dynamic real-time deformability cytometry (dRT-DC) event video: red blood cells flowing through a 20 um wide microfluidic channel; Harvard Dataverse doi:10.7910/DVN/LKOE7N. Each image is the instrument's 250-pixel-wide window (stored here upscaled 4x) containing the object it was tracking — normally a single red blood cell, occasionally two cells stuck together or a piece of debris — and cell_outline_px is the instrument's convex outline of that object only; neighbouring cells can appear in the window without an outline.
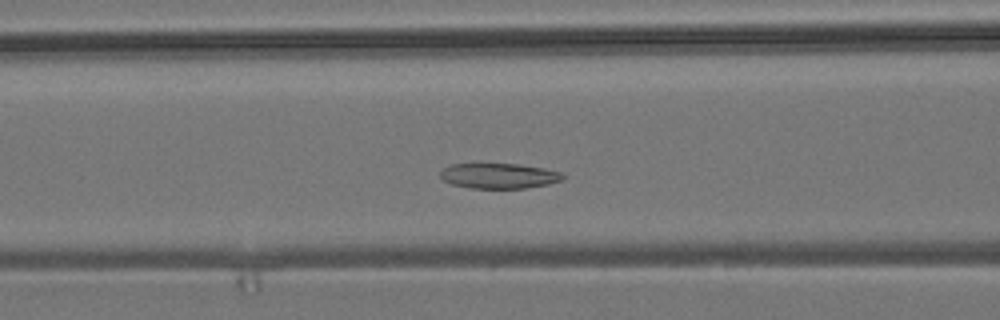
{"species": "common noctule bat (a hibernating species)", "species_latin": "Nyctalus noctula", "temperature_condition": "room temperature", "stored_images_in_passage": 50, "camera_frame_rate_fps": 3000, "um_per_image_px": 0.085, "animal": {"sex": "male", "body_mass_g": 19.2, "forearm_length_mm": 51.8}, "frame": {"image": 1, "passage_image": 17, "time_ms": 5.333, "image_size_px": [1000, 320], "cell_outline_px": [[564, 176], [560, 180], [548, 184], [528, 188], [468, 188], [452, 184], [444, 180], [440, 176], [440, 172], [444, 168], [452, 164], [520, 164], [544, 168], [560, 172]], "centroid_in_image_um": [42.4, 14.95], "position_along_channel_um": 124.2, "area_um2": 17.92}}
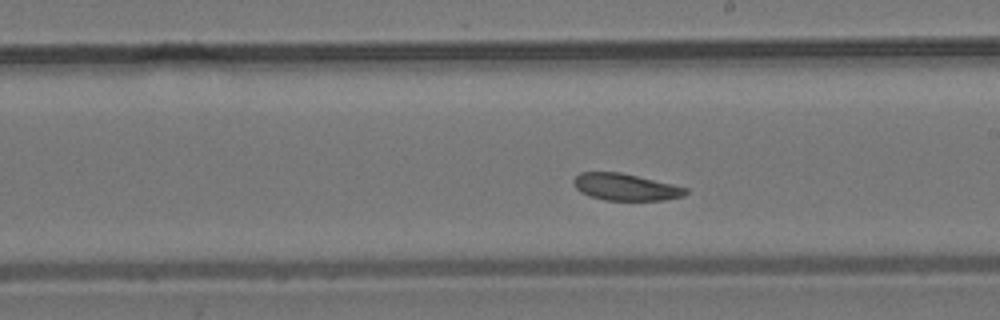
{"frame": {"image": 2, "passage_image": 26, "time_ms": 8.333, "image_size_px": [1000, 320], "cell_outline_px": [[688, 192], [684, 196], [664, 200], [604, 200], [588, 196], [580, 192], [576, 188], [572, 180], [580, 172], [620, 172], [672, 184], [688, 188]], "centroid_in_image_um": [53.15, 15.9], "position_along_channel_um": 235.8, "area_um2": 17.57}}
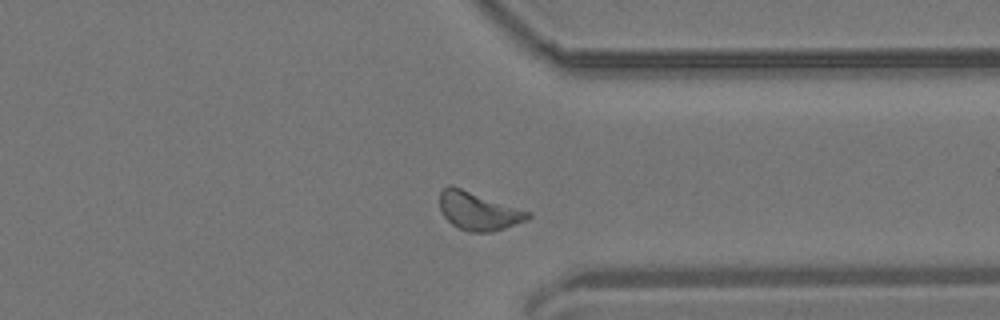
{"frame": {"image": 3, "passage_image": 37, "time_ms": 12.0, "image_size_px": [1000, 320], "cell_outline_px": [[532, 216], [528, 220], [492, 232], [468, 232], [452, 224], [444, 216], [440, 208], [440, 192], [448, 184], [452, 184], [532, 212]], "centroid_in_image_um": [40.69, 17.92], "position_along_channel_um": 370.7, "area_um2": 19.88}, "authors_computed_cell_mechanics": {"area_um2": 18.8428, "velocity_mm_per_s": 3.7288, "shape_relaxation_time_tau1_ms": 2.7981, "shape_relaxation_time_tau2_ms": null, "deformation_change_tau1": 0.0681, "deformation_change_tau2": null}}